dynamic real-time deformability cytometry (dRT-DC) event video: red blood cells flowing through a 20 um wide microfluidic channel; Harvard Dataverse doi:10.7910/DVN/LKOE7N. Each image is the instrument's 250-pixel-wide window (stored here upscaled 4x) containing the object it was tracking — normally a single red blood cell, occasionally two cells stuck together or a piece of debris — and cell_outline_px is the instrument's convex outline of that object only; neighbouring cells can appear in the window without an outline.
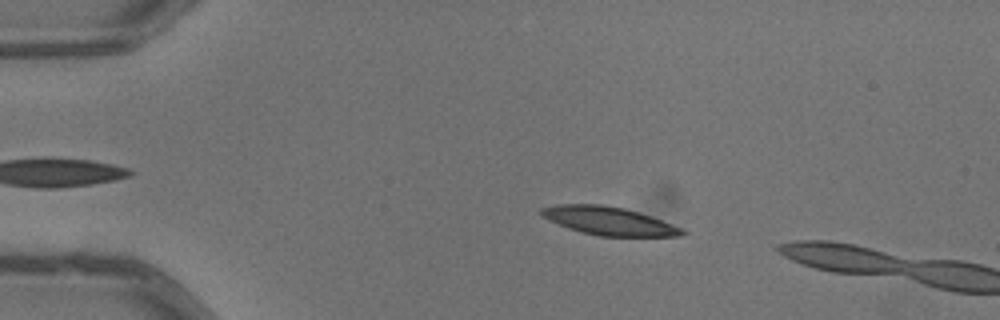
{"species": "common noctule bat (a hibernating species)", "species_latin": "Nyctalus noctula", "temperature_condition": "warm", "stored_images_in_passage": 3, "camera_frame_rate_fps": 3000, "um_per_image_px": 0.085, "animal": {"sex": "male", "body_mass_g": 13.3}, "frame": {"image": 1, "passage_image": 2, "time_ms": 0.333, "image_size_px": [1000, 320], "cell_outline_px": [[688, 232], [680, 236], [600, 236], [580, 232], [568, 228], [548, 220], [540, 216], [536, 212], [540, 208], [560, 204], [600, 204], [624, 208], [672, 224]], "centroid_in_image_um": [51.66, 18.77], "position_along_channel_um": 33.3, "area_um2": 23.06}}